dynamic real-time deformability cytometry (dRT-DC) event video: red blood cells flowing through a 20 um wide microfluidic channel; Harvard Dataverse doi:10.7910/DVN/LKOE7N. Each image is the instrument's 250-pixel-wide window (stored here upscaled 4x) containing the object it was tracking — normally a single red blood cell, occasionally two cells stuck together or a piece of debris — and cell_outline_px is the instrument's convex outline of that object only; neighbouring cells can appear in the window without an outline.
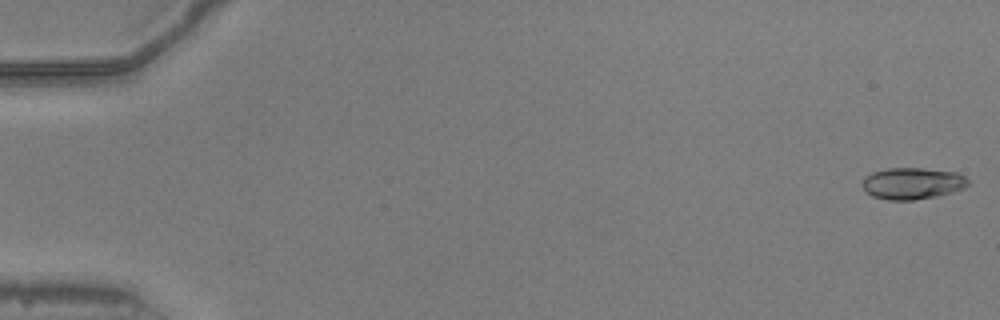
{"species": "common noctule bat (a hibernating species)", "species_latin": "Nyctalus noctula", "temperature_condition": "warm", "stored_images_in_passage": 53, "camera_frame_rate_fps": 3000, "um_per_image_px": 0.085, "animal": {"sex": "male", "body_mass_g": 20.5, "forearm_length_mm": 52.5}, "frame": {"image": 1, "passage_image": 1, "time_ms": 0.0, "image_size_px": [1000, 320], "cell_outline_px": [[972, 184], [964, 188], [952, 192], [936, 196], [916, 200], [888, 200], [872, 196], [864, 192], [860, 184], [864, 176], [872, 172], [888, 168], [924, 168], [956, 172], [972, 180]], "centroid_in_image_um": [77.55, 15.59], "position_along_channel_um": 7.5, "area_um2": 20.0}}
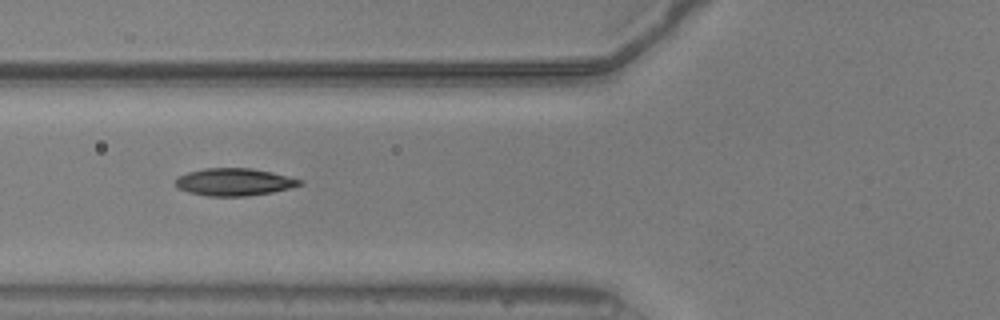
{"frame": {"image": 2, "passage_image": 21, "time_ms": 6.667, "image_size_px": [1000, 320], "cell_outline_px": [[304, 184], [272, 192], [248, 196], [208, 196], [188, 192], [176, 188], [176, 176], [188, 172], [204, 168], [252, 168], [272, 172], [304, 180]], "centroid_in_image_um": [19.9, 15.46], "position_along_channel_um": 105.9, "area_um2": 20.0}}
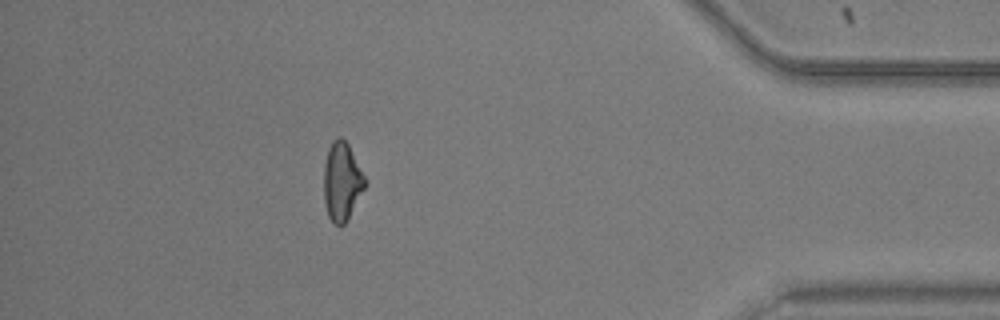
{"frame": {"image": 3, "passage_image": 47, "time_ms": 15.333, "image_size_px": [1000, 320], "cell_outline_px": [[364, 188], [348, 220], [340, 228], [328, 216], [324, 204], [324, 164], [328, 148], [332, 140], [336, 136], [340, 136], [348, 144], [364, 176]], "centroid_in_image_um": [29.03, 15.43], "position_along_channel_um": 406.2, "area_um2": 18.67}, "authors_computed_cell_mechanics": {"area_um2": 19.363, "velocity_mm_per_s": 3.9323, "shape_relaxation_time_tau1_ms": 9.6772, "shape_relaxation_time_tau2_ms": 3.0309, "deformation_change_tau1": 0.2479, "deformation_change_tau2": 0.0773}}